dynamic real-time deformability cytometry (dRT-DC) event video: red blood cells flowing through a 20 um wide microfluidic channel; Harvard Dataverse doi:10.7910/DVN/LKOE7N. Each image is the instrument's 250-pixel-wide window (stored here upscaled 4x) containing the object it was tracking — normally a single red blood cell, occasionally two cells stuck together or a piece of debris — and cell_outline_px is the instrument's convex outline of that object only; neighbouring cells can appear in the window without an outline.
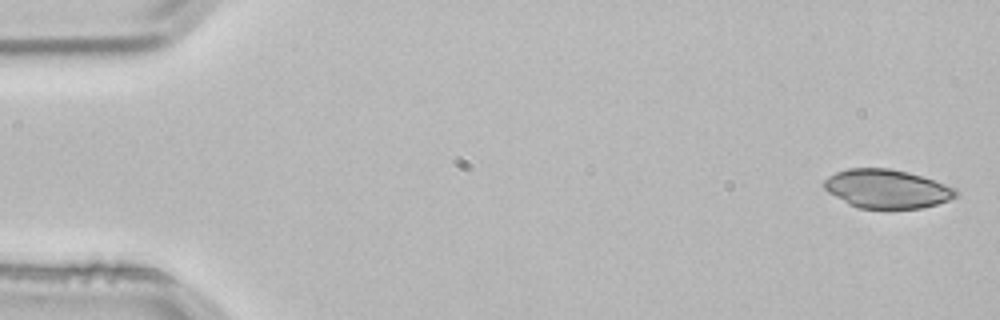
{"species": "common noctule bat (a hibernating species)", "species_latin": "Nyctalus noctula", "temperature_condition": "room temperature", "stored_images_in_passage": 4, "camera_frame_rate_fps": 3000, "um_per_image_px": 0.085, "animal": {"sex": "male", "body_mass_g": 21.5, "forearm_length_mm": 52.0}, "frame": {"image": 1, "passage_image": 1, "time_ms": 0.0, "image_size_px": [1000, 320], "cell_outline_px": [[960, 192], [956, 196], [948, 200], [936, 204], [920, 208], [860, 208], [848, 204], [828, 192], [824, 188], [824, 180], [828, 176], [836, 172], [848, 168], [888, 168], [908, 172], [956, 188]], "centroid_in_image_um": [75.36, 16.04], "position_along_channel_um": 9.6, "area_um2": 29.54}}